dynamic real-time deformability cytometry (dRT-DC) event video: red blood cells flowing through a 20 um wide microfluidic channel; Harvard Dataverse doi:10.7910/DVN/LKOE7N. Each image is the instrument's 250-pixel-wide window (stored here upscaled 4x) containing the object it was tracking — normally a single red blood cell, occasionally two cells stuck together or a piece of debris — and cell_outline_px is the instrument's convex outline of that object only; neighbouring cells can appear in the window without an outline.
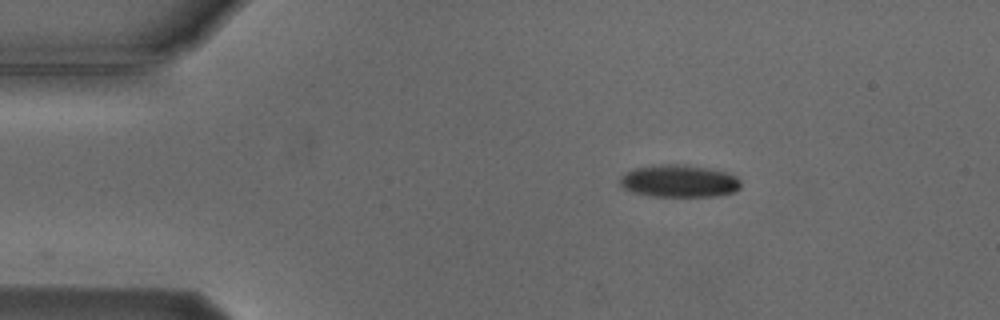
{"species": "Egyptian fruit bat (a non-hibernating species)", "species_latin": "Rousettus aegyptiacus", "temperature_condition": "cold", "stored_images_in_passage": 3, "camera_frame_rate_fps": 3000, "um_per_image_px": 0.085, "animal": {"sex": "male"}, "frame": {"image": 1, "passage_image": 1, "time_ms": 0.0, "image_size_px": [1000, 320], "cell_outline_px": [[740, 188], [736, 192], [716, 196], [648, 196], [632, 192], [624, 188], [620, 184], [620, 176], [636, 168], [684, 164], [724, 172], [736, 176], [740, 180]], "centroid_in_image_um": [57.75, 15.42], "position_along_channel_um": 27.3, "area_um2": 22.37}}
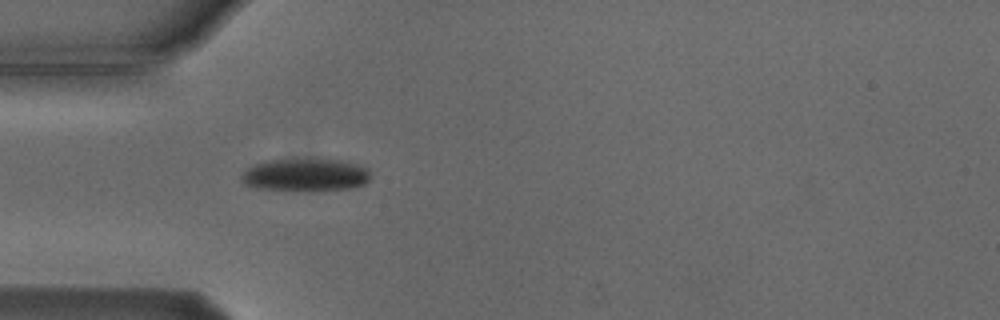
{"frame": {"image": 2, "passage_image": 3, "time_ms": 2.333, "image_size_px": [1000, 320], "cell_outline_px": [[368, 180], [364, 184], [352, 188], [308, 192], [292, 192], [260, 188], [244, 184], [240, 176], [248, 168], [256, 164], [272, 160], [340, 160], [368, 168]], "centroid_in_image_um": [25.95, 14.92], "position_along_channel_um": 59.0, "area_um2": 24.57}}